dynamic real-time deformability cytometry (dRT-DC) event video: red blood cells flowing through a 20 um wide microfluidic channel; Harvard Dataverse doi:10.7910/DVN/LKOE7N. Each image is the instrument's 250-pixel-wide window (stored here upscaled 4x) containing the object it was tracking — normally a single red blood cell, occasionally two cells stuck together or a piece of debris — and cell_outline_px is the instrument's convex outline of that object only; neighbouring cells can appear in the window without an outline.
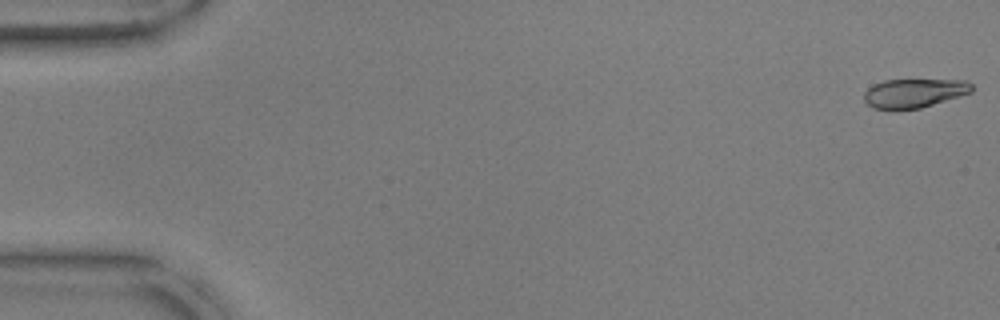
{"species": "common noctule bat (a hibernating species)", "species_latin": "Nyctalus noctula", "temperature_condition": "warm", "stored_images_in_passage": 53, "camera_frame_rate_fps": 3000, "um_per_image_px": 0.085, "animal": {"sex": "male", "body_mass_g": 17.9, "forearm_length_mm": 54.2}, "frame": {"image": 1, "passage_image": 1, "time_ms": 0.0, "image_size_px": [1000, 320], "cell_outline_px": [[972, 92], [920, 108], [872, 108], [864, 100], [864, 92], [872, 84], [884, 80], [968, 80], [972, 84]], "centroid_in_image_um": [77.69, 7.89], "position_along_channel_um": 7.3, "area_um2": 17.92}}
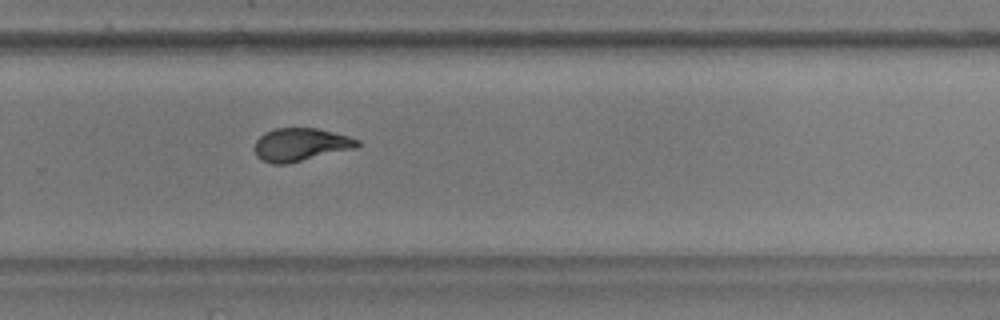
{"frame": {"image": 2, "passage_image": 36, "time_ms": 11.667, "image_size_px": [1000, 320], "cell_outline_px": [[360, 144], [356, 148], [288, 164], [272, 164], [256, 156], [256, 140], [264, 132], [276, 128], [316, 128], [348, 136], [360, 140]], "centroid_in_image_um": [25.57, 12.29], "position_along_channel_um": 304.2, "area_um2": 19.71}}
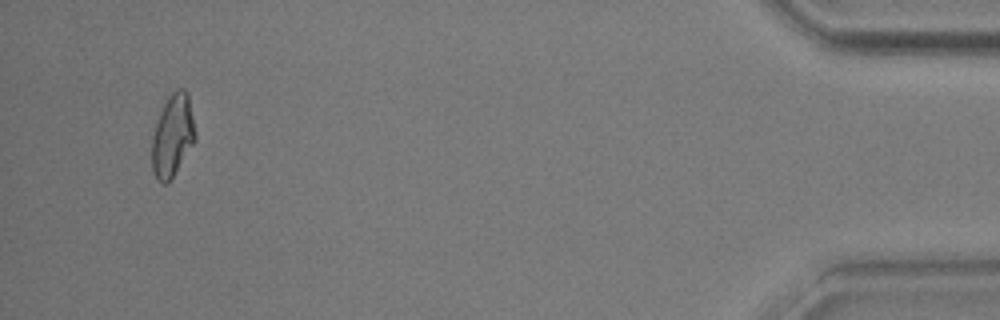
{"frame": {"image": 3, "passage_image": 51, "time_ms": 16.667, "image_size_px": [1000, 320], "cell_outline_px": [[196, 140], [172, 176], [164, 184], [156, 180], [152, 172], [152, 136], [160, 112], [168, 96], [176, 88], [184, 88], [188, 92], [196, 132]], "centroid_in_image_um": [14.67, 11.49], "position_along_channel_um": 420.5, "area_um2": 20.75}, "authors_computed_cell_mechanics": {"area_um2": 20.1144, "velocity_mm_per_s": 3.8012, "shape_relaxation_time_tau1_ms": 4.6789, "shape_relaxation_time_tau2_ms": 1.4056, "deformation_change_tau1": 0.1785, "deformation_change_tau2": 0.0648}}